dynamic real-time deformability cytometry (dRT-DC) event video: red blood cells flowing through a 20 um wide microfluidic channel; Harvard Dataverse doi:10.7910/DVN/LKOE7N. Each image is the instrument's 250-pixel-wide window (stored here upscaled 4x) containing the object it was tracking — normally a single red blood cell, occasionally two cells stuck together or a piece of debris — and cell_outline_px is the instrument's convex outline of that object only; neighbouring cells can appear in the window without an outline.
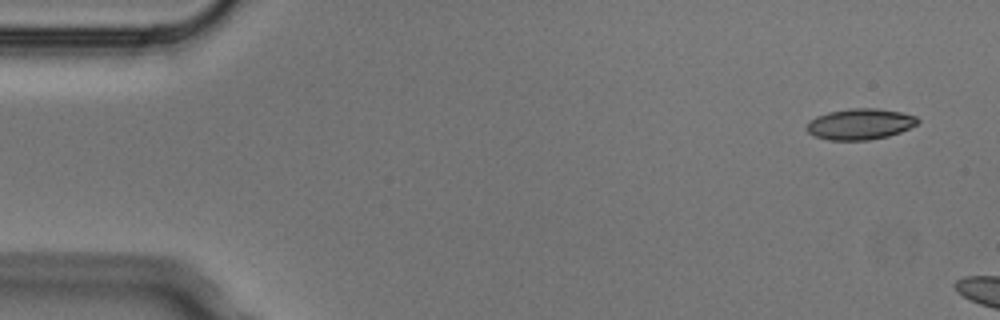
{"species": "Egyptian fruit bat (a non-hibernating species)", "species_latin": "Rousettus aegyptiacus", "temperature_condition": "cold", "stored_images_in_passage": 3, "camera_frame_rate_fps": 3000, "um_per_image_px": 0.085, "animal": {"sex": "male"}, "frame": {"image": 1, "passage_image": 1, "time_ms": 0.0, "image_size_px": [1000, 320], "cell_outline_px": [[920, 120], [916, 124], [900, 132], [888, 136], [868, 140], [828, 140], [816, 136], [808, 132], [804, 128], [808, 120], [816, 116], [828, 112], [848, 108], [876, 108], [900, 112], [916, 116]], "centroid_in_image_um": [73.06, 10.54], "position_along_channel_um": 11.9, "area_um2": 20.11}}